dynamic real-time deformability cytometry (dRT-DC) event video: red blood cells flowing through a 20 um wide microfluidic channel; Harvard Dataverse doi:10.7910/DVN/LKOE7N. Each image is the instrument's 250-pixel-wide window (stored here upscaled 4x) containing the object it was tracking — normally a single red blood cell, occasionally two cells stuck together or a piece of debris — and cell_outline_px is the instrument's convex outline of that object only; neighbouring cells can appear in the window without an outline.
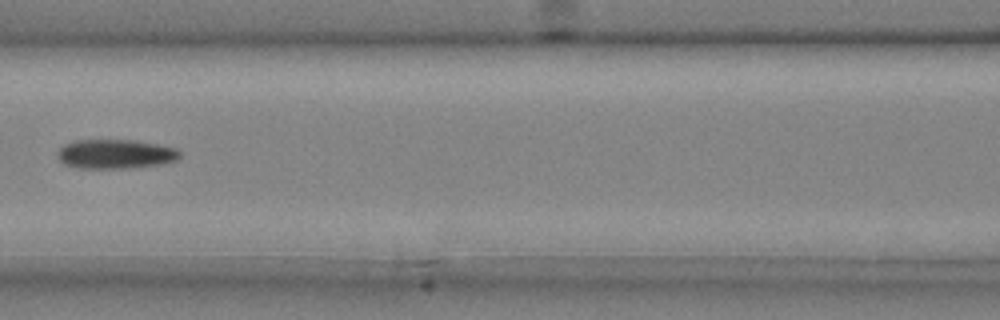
{"species": "common noctule bat (a hibernating species)", "species_latin": "Nyctalus noctula", "temperature_condition": "cold", "stored_images_in_passage": 6, "camera_frame_rate_fps": 3000, "um_per_image_px": 0.085, "animal": {"sex": "male", "body_mass_g": 20.4}, "frame": {"image": 1, "passage_image": 5, "time_ms": 1.333, "image_size_px": [1000, 320], "cell_outline_px": [[180, 156], [176, 160], [160, 164], [124, 168], [76, 168], [64, 164], [56, 156], [56, 152], [64, 144], [76, 140], [136, 140], [176, 148], [180, 152]], "centroid_in_image_um": [9.76, 13.09], "position_along_channel_um": 156.8, "area_um2": 20.87}}
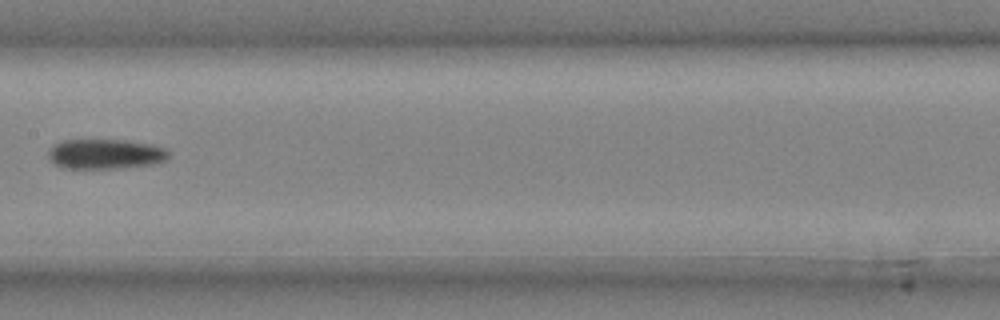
{"frame": {"image": 2, "passage_image": 6, "time_ms": 1.667, "image_size_px": [1000, 320], "cell_outline_px": [[168, 160], [160, 164], [120, 168], [64, 168], [56, 164], [48, 156], [48, 152], [56, 144], [64, 140], [124, 140], [152, 144], [164, 148], [168, 152]], "centroid_in_image_um": [9.04, 13.1], "position_along_channel_um": 198.4, "area_um2": 20.98}}